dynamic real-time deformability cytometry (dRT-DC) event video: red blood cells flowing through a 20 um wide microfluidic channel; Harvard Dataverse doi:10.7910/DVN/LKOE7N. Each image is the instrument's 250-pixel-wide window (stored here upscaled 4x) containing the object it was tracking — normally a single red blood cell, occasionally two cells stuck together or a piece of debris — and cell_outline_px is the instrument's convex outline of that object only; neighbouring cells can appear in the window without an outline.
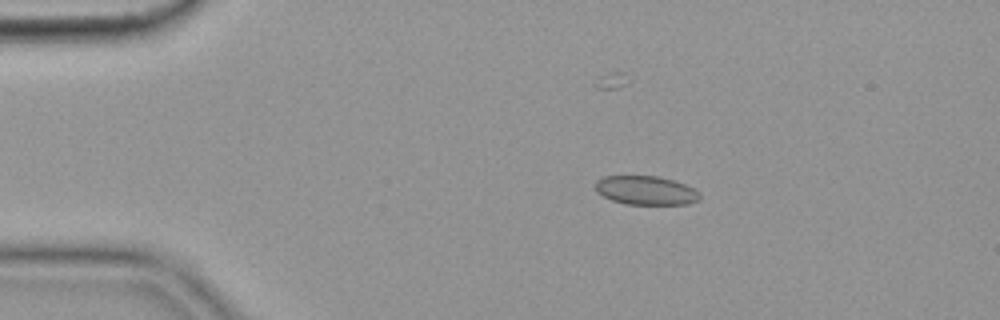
{"species": "common noctule bat (a hibernating species)", "species_latin": "Nyctalus noctula", "temperature_condition": "cold", "stored_images_in_passage": 46, "camera_frame_rate_fps": 3000, "um_per_image_px": 0.085, "animal": {"sex": "female", "body_mass_g": 19.9}, "frame": {"image": 1, "passage_image": 1, "time_ms": 0.0, "image_size_px": [1000, 320], "cell_outline_px": [[700, 200], [688, 204], [624, 204], [612, 200], [596, 192], [596, 180], [604, 176], [656, 176], [672, 180], [684, 184], [700, 192]], "centroid_in_image_um": [54.9, 16.19], "position_along_channel_um": 30.1, "area_um2": 17.51}}
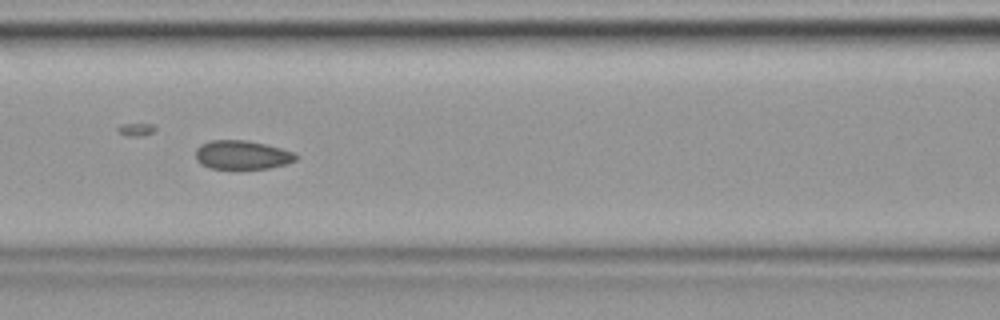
{"frame": {"image": 2, "passage_image": 15, "time_ms": 4.667, "image_size_px": [1000, 320], "cell_outline_px": [[300, 156], [296, 160], [288, 164], [268, 168], [212, 168], [200, 164], [196, 160], [196, 148], [200, 144], [212, 140], [244, 140], [264, 144], [296, 152]], "centroid_in_image_um": [20.61, 13.16], "position_along_channel_um": 146.0, "area_um2": 16.88}}
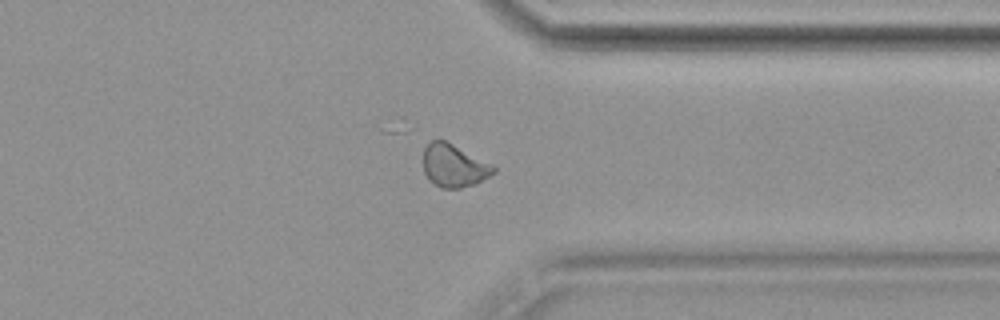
{"frame": {"image": 3, "passage_image": 34, "time_ms": 11.0, "image_size_px": [1000, 320], "cell_outline_px": [[496, 172], [472, 184], [460, 188], [440, 188], [428, 180], [424, 172], [424, 148], [432, 140], [444, 140], [452, 144], [496, 168]], "centroid_in_image_um": [38.52, 14.1], "position_along_channel_um": 372.9, "area_um2": 16.94}, "authors_computed_cell_mechanics": {"area_um2": 17.3978, "velocity_mm_per_s": 3.6155, "shape_relaxation_time_tau1_ms": null, "shape_relaxation_time_tau2_ms": 1.6025, "deformation_change_tau1": null, "deformation_change_tau2": 0.0656}}